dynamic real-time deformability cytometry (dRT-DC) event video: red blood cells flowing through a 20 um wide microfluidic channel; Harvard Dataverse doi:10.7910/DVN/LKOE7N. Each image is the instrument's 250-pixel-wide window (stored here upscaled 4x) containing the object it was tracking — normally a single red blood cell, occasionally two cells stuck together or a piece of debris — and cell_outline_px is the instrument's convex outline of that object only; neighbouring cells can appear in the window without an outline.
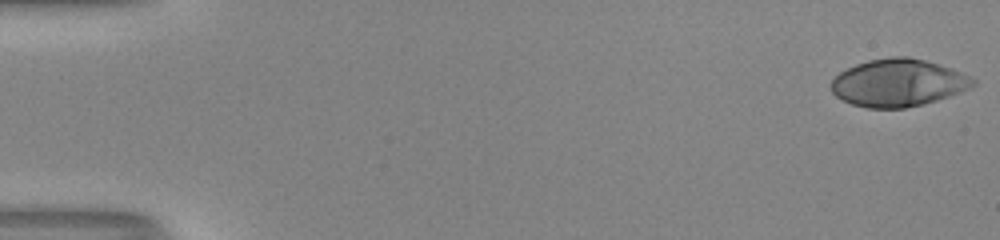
{"species": "human", "species_latin": "Homo sapiens", "temperature_condition": "room temperature", "stored_images_in_passage": 53, "camera_frame_rate_fps": 3000, "um_per_image_px": 0.085, "donor": {"sex": "male"}, "frame": {"image": 1, "passage_image": 1, "time_ms": 0.0, "image_size_px": [1000, 240], "cell_outline_px": [[976, 84], [960, 92], [924, 104], [904, 108], [868, 108], [852, 104], [836, 96], [832, 92], [832, 80], [840, 72], [856, 64], [868, 60], [892, 56], [908, 56], [924, 60], [952, 68], [976, 80]], "centroid_in_image_um": [76.34, 7.03], "position_along_channel_um": 8.7, "area_um2": 38.96}}
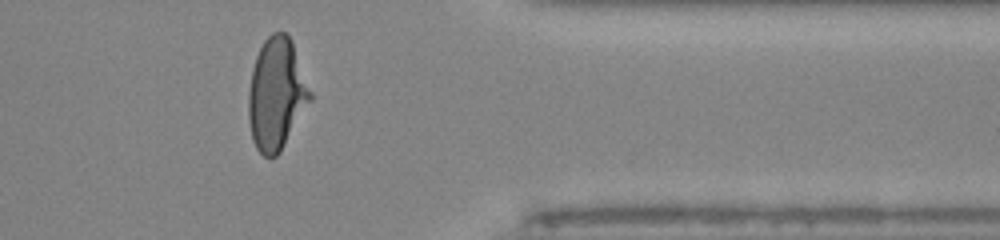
{"frame": {"image": 2, "passage_image": 44, "time_ms": 14.333, "image_size_px": [1000, 240], "cell_outline_px": [[312, 100], [280, 152], [276, 156], [264, 156], [256, 148], [252, 140], [248, 116], [248, 92], [252, 68], [256, 56], [264, 40], [272, 32], [284, 32], [292, 40], [312, 92]], "centroid_in_image_um": [23.5, 7.99], "position_along_channel_um": 387.9, "area_um2": 40.4}}
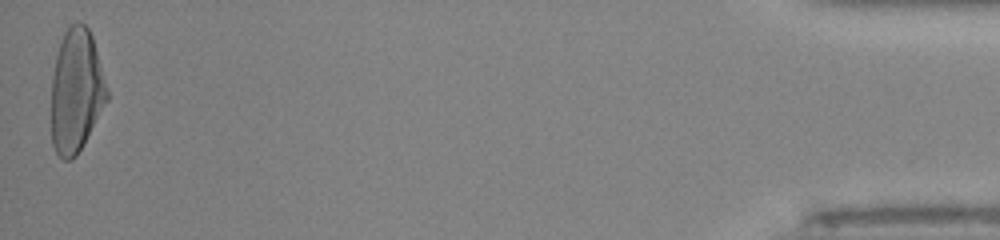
{"frame": {"image": 3, "passage_image": 53, "time_ms": 17.333, "image_size_px": [1000, 240], "cell_outline_px": [[108, 100], [84, 144], [76, 156], [72, 160], [64, 160], [56, 152], [52, 144], [52, 76], [56, 56], [60, 40], [68, 24], [76, 20], [84, 24], [88, 28], [92, 36], [108, 88]], "centroid_in_image_um": [6.48, 7.7], "position_along_channel_um": 428.7, "area_um2": 40.4}, "authors_computed_cell_mechanics": {"area_um2": 39.304, "velocity_mm_per_s": 4.0022, "shape_relaxation_time_tau1_ms": 4.7808, "shape_relaxation_time_tau2_ms": null, "deformation_change_tau1": 0.2555, "deformation_change_tau2": null}}